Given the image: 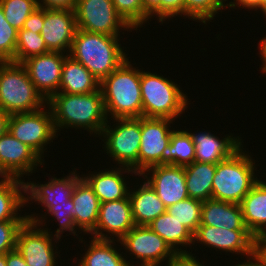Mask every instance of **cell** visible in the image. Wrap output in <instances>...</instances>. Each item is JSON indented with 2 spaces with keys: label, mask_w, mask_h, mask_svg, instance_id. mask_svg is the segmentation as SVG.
I'll use <instances>...</instances> for the list:
<instances>
[{
  "label": "cell",
  "mask_w": 266,
  "mask_h": 266,
  "mask_svg": "<svg viewBox=\"0 0 266 266\" xmlns=\"http://www.w3.org/2000/svg\"><path fill=\"white\" fill-rule=\"evenodd\" d=\"M47 105L53 115L56 133L70 127L87 130L91 135L94 133V137H99L108 121L100 88L86 94L58 92L47 101Z\"/></svg>",
  "instance_id": "6da1fadb"
},
{
  "label": "cell",
  "mask_w": 266,
  "mask_h": 266,
  "mask_svg": "<svg viewBox=\"0 0 266 266\" xmlns=\"http://www.w3.org/2000/svg\"><path fill=\"white\" fill-rule=\"evenodd\" d=\"M120 38L77 29L68 55L84 65L101 82L130 58L125 48L121 47Z\"/></svg>",
  "instance_id": "7a4b0ae2"
},
{
  "label": "cell",
  "mask_w": 266,
  "mask_h": 266,
  "mask_svg": "<svg viewBox=\"0 0 266 266\" xmlns=\"http://www.w3.org/2000/svg\"><path fill=\"white\" fill-rule=\"evenodd\" d=\"M100 89L108 119L142 117L140 69L129 58L100 82Z\"/></svg>",
  "instance_id": "3957f363"
},
{
  "label": "cell",
  "mask_w": 266,
  "mask_h": 266,
  "mask_svg": "<svg viewBox=\"0 0 266 266\" xmlns=\"http://www.w3.org/2000/svg\"><path fill=\"white\" fill-rule=\"evenodd\" d=\"M142 116L175 120L188 108L189 98L169 78L140 69Z\"/></svg>",
  "instance_id": "277c9868"
},
{
  "label": "cell",
  "mask_w": 266,
  "mask_h": 266,
  "mask_svg": "<svg viewBox=\"0 0 266 266\" xmlns=\"http://www.w3.org/2000/svg\"><path fill=\"white\" fill-rule=\"evenodd\" d=\"M242 146L231 157L217 163L213 179L212 199L240 204L259 180L255 160ZM247 152V153H246Z\"/></svg>",
  "instance_id": "5b68a950"
},
{
  "label": "cell",
  "mask_w": 266,
  "mask_h": 266,
  "mask_svg": "<svg viewBox=\"0 0 266 266\" xmlns=\"http://www.w3.org/2000/svg\"><path fill=\"white\" fill-rule=\"evenodd\" d=\"M47 101L21 63L0 62V109L9 115L42 109Z\"/></svg>",
  "instance_id": "8992f818"
},
{
  "label": "cell",
  "mask_w": 266,
  "mask_h": 266,
  "mask_svg": "<svg viewBox=\"0 0 266 266\" xmlns=\"http://www.w3.org/2000/svg\"><path fill=\"white\" fill-rule=\"evenodd\" d=\"M111 120L116 123L111 126L109 119L99 137L104 142L102 148L118 166L131 168L139 176L141 117Z\"/></svg>",
  "instance_id": "52a82bcc"
},
{
  "label": "cell",
  "mask_w": 266,
  "mask_h": 266,
  "mask_svg": "<svg viewBox=\"0 0 266 266\" xmlns=\"http://www.w3.org/2000/svg\"><path fill=\"white\" fill-rule=\"evenodd\" d=\"M48 109H45V108ZM8 131L21 143L28 145L43 160L47 145L59 135L56 133L50 107L29 112L12 114L8 120Z\"/></svg>",
  "instance_id": "ba28073f"
},
{
  "label": "cell",
  "mask_w": 266,
  "mask_h": 266,
  "mask_svg": "<svg viewBox=\"0 0 266 266\" xmlns=\"http://www.w3.org/2000/svg\"><path fill=\"white\" fill-rule=\"evenodd\" d=\"M75 16L77 29L90 33L120 36V30H133L118 14L112 0H77Z\"/></svg>",
  "instance_id": "9c48e42d"
},
{
  "label": "cell",
  "mask_w": 266,
  "mask_h": 266,
  "mask_svg": "<svg viewBox=\"0 0 266 266\" xmlns=\"http://www.w3.org/2000/svg\"><path fill=\"white\" fill-rule=\"evenodd\" d=\"M50 230L30 221H26L19 229L16 249L28 266L58 265L56 260L60 252H57V243L59 244L60 239L54 237L53 231Z\"/></svg>",
  "instance_id": "30bf717a"
},
{
  "label": "cell",
  "mask_w": 266,
  "mask_h": 266,
  "mask_svg": "<svg viewBox=\"0 0 266 266\" xmlns=\"http://www.w3.org/2000/svg\"><path fill=\"white\" fill-rule=\"evenodd\" d=\"M130 256L139 260L138 266H161L176 253L170 245L149 226L135 225L120 241ZM133 254V255H132Z\"/></svg>",
  "instance_id": "8fae6325"
},
{
  "label": "cell",
  "mask_w": 266,
  "mask_h": 266,
  "mask_svg": "<svg viewBox=\"0 0 266 266\" xmlns=\"http://www.w3.org/2000/svg\"><path fill=\"white\" fill-rule=\"evenodd\" d=\"M175 121L165 118L141 117V144L139 149V178L146 169L166 164V151Z\"/></svg>",
  "instance_id": "7c38bea8"
},
{
  "label": "cell",
  "mask_w": 266,
  "mask_h": 266,
  "mask_svg": "<svg viewBox=\"0 0 266 266\" xmlns=\"http://www.w3.org/2000/svg\"><path fill=\"white\" fill-rule=\"evenodd\" d=\"M195 242L211 248L210 250L217 249L216 252L221 250L226 254H241V258L252 255L258 247V240L249 230H227L207 225L198 226L193 234V245Z\"/></svg>",
  "instance_id": "4fadbf2b"
},
{
  "label": "cell",
  "mask_w": 266,
  "mask_h": 266,
  "mask_svg": "<svg viewBox=\"0 0 266 266\" xmlns=\"http://www.w3.org/2000/svg\"><path fill=\"white\" fill-rule=\"evenodd\" d=\"M44 160L7 130L0 136V177L22 179L44 165ZM21 177V178H20Z\"/></svg>",
  "instance_id": "5bb4252c"
},
{
  "label": "cell",
  "mask_w": 266,
  "mask_h": 266,
  "mask_svg": "<svg viewBox=\"0 0 266 266\" xmlns=\"http://www.w3.org/2000/svg\"><path fill=\"white\" fill-rule=\"evenodd\" d=\"M77 170L71 171L67 176L52 178L47 183L24 182L25 185V204L33 203L42 205L46 212L53 206L74 205L71 199L72 193L77 182L83 177L76 173ZM31 201V202H30Z\"/></svg>",
  "instance_id": "9a60e30c"
},
{
  "label": "cell",
  "mask_w": 266,
  "mask_h": 266,
  "mask_svg": "<svg viewBox=\"0 0 266 266\" xmlns=\"http://www.w3.org/2000/svg\"><path fill=\"white\" fill-rule=\"evenodd\" d=\"M134 226L128 196L125 199L100 203L96 227L90 236L93 235L95 239L120 241Z\"/></svg>",
  "instance_id": "2e32d148"
},
{
  "label": "cell",
  "mask_w": 266,
  "mask_h": 266,
  "mask_svg": "<svg viewBox=\"0 0 266 266\" xmlns=\"http://www.w3.org/2000/svg\"><path fill=\"white\" fill-rule=\"evenodd\" d=\"M67 55L50 51L30 57L21 63L35 88L46 101L59 92L62 67Z\"/></svg>",
  "instance_id": "e0dca14e"
},
{
  "label": "cell",
  "mask_w": 266,
  "mask_h": 266,
  "mask_svg": "<svg viewBox=\"0 0 266 266\" xmlns=\"http://www.w3.org/2000/svg\"><path fill=\"white\" fill-rule=\"evenodd\" d=\"M140 176L155 190L166 208L189 197L182 166L155 165L146 169Z\"/></svg>",
  "instance_id": "ac0fdd59"
},
{
  "label": "cell",
  "mask_w": 266,
  "mask_h": 266,
  "mask_svg": "<svg viewBox=\"0 0 266 266\" xmlns=\"http://www.w3.org/2000/svg\"><path fill=\"white\" fill-rule=\"evenodd\" d=\"M76 30L75 10L44 8L40 34L49 51L69 54Z\"/></svg>",
  "instance_id": "d6986e66"
},
{
  "label": "cell",
  "mask_w": 266,
  "mask_h": 266,
  "mask_svg": "<svg viewBox=\"0 0 266 266\" xmlns=\"http://www.w3.org/2000/svg\"><path fill=\"white\" fill-rule=\"evenodd\" d=\"M111 168V169H110ZM99 172H88L83 178L92 187L94 194L98 197L100 203L125 199L129 196L130 184L128 178L123 174H135L131 168L119 166L115 169L110 167ZM104 170V171H103ZM88 175V176H87ZM126 178V179H125ZM129 185V186H127Z\"/></svg>",
  "instance_id": "ffe728a7"
},
{
  "label": "cell",
  "mask_w": 266,
  "mask_h": 266,
  "mask_svg": "<svg viewBox=\"0 0 266 266\" xmlns=\"http://www.w3.org/2000/svg\"><path fill=\"white\" fill-rule=\"evenodd\" d=\"M195 144V161L201 163L217 164L231 157L243 145L241 137L232 133L220 139L210 131L189 132Z\"/></svg>",
  "instance_id": "44dd1931"
},
{
  "label": "cell",
  "mask_w": 266,
  "mask_h": 266,
  "mask_svg": "<svg viewBox=\"0 0 266 266\" xmlns=\"http://www.w3.org/2000/svg\"><path fill=\"white\" fill-rule=\"evenodd\" d=\"M243 220L249 232L259 240L266 236V182L259 180L240 203Z\"/></svg>",
  "instance_id": "7402d4cb"
},
{
  "label": "cell",
  "mask_w": 266,
  "mask_h": 266,
  "mask_svg": "<svg viewBox=\"0 0 266 266\" xmlns=\"http://www.w3.org/2000/svg\"><path fill=\"white\" fill-rule=\"evenodd\" d=\"M200 225L227 230H248L243 220L240 204L215 199L203 201Z\"/></svg>",
  "instance_id": "603a6c76"
},
{
  "label": "cell",
  "mask_w": 266,
  "mask_h": 266,
  "mask_svg": "<svg viewBox=\"0 0 266 266\" xmlns=\"http://www.w3.org/2000/svg\"><path fill=\"white\" fill-rule=\"evenodd\" d=\"M71 199L76 210L74 223L81 231L80 233L89 235L96 227L100 201L83 177L77 182Z\"/></svg>",
  "instance_id": "cb8c5ba5"
},
{
  "label": "cell",
  "mask_w": 266,
  "mask_h": 266,
  "mask_svg": "<svg viewBox=\"0 0 266 266\" xmlns=\"http://www.w3.org/2000/svg\"><path fill=\"white\" fill-rule=\"evenodd\" d=\"M140 183L129 191L132 216L135 225L148 226L159 215L165 213L167 208L145 179Z\"/></svg>",
  "instance_id": "d4e9b609"
},
{
  "label": "cell",
  "mask_w": 266,
  "mask_h": 266,
  "mask_svg": "<svg viewBox=\"0 0 266 266\" xmlns=\"http://www.w3.org/2000/svg\"><path fill=\"white\" fill-rule=\"evenodd\" d=\"M2 178V179H1ZM0 178V222L27 221L26 213L22 216L21 208L25 204L24 179L16 177ZM21 212V213H18Z\"/></svg>",
  "instance_id": "484cf974"
},
{
  "label": "cell",
  "mask_w": 266,
  "mask_h": 266,
  "mask_svg": "<svg viewBox=\"0 0 266 266\" xmlns=\"http://www.w3.org/2000/svg\"><path fill=\"white\" fill-rule=\"evenodd\" d=\"M100 81L80 62L67 55L64 59L59 92L86 94L97 91Z\"/></svg>",
  "instance_id": "4316f807"
},
{
  "label": "cell",
  "mask_w": 266,
  "mask_h": 266,
  "mask_svg": "<svg viewBox=\"0 0 266 266\" xmlns=\"http://www.w3.org/2000/svg\"><path fill=\"white\" fill-rule=\"evenodd\" d=\"M89 239L91 241L86 245L87 251L78 259V266H134L135 261H127L126 254L119 253L120 248L117 249L115 240H101L93 237Z\"/></svg>",
  "instance_id": "83f0119b"
},
{
  "label": "cell",
  "mask_w": 266,
  "mask_h": 266,
  "mask_svg": "<svg viewBox=\"0 0 266 266\" xmlns=\"http://www.w3.org/2000/svg\"><path fill=\"white\" fill-rule=\"evenodd\" d=\"M217 164L194 161L184 167L189 198L206 201L212 199L213 179Z\"/></svg>",
  "instance_id": "f1b7e54d"
},
{
  "label": "cell",
  "mask_w": 266,
  "mask_h": 266,
  "mask_svg": "<svg viewBox=\"0 0 266 266\" xmlns=\"http://www.w3.org/2000/svg\"><path fill=\"white\" fill-rule=\"evenodd\" d=\"M148 226L160 235L175 252H186L187 247L193 245V233L167 211L159 215ZM181 246L183 248L185 246L186 250Z\"/></svg>",
  "instance_id": "f546056e"
},
{
  "label": "cell",
  "mask_w": 266,
  "mask_h": 266,
  "mask_svg": "<svg viewBox=\"0 0 266 266\" xmlns=\"http://www.w3.org/2000/svg\"><path fill=\"white\" fill-rule=\"evenodd\" d=\"M195 161V144L189 130H174L166 151V164L185 167Z\"/></svg>",
  "instance_id": "4dcf8cb0"
},
{
  "label": "cell",
  "mask_w": 266,
  "mask_h": 266,
  "mask_svg": "<svg viewBox=\"0 0 266 266\" xmlns=\"http://www.w3.org/2000/svg\"><path fill=\"white\" fill-rule=\"evenodd\" d=\"M46 214H49L51 217L53 216L52 219H54L55 221H57L59 224V228H57V230H55V234L54 237H57L58 239H61L63 237L62 234H64V232H69V235L73 236H77L76 233H79L80 231H78L79 229L77 228V226L74 223L73 218L76 215V210L74 209V205H62V206H53L51 207L47 213L45 212L43 216H41L40 214H29L27 215V221L36 223L38 226H46ZM36 216V217H35ZM40 216V217H39ZM56 218V219H55ZM78 231V232H77Z\"/></svg>",
  "instance_id": "1f68e13d"
},
{
  "label": "cell",
  "mask_w": 266,
  "mask_h": 266,
  "mask_svg": "<svg viewBox=\"0 0 266 266\" xmlns=\"http://www.w3.org/2000/svg\"><path fill=\"white\" fill-rule=\"evenodd\" d=\"M50 52L40 33L27 29L18 31L15 57L13 62L22 63L30 57Z\"/></svg>",
  "instance_id": "d6a6232c"
},
{
  "label": "cell",
  "mask_w": 266,
  "mask_h": 266,
  "mask_svg": "<svg viewBox=\"0 0 266 266\" xmlns=\"http://www.w3.org/2000/svg\"><path fill=\"white\" fill-rule=\"evenodd\" d=\"M226 0H183V17L205 25L226 9ZM186 16V17H185Z\"/></svg>",
  "instance_id": "836d02e7"
},
{
  "label": "cell",
  "mask_w": 266,
  "mask_h": 266,
  "mask_svg": "<svg viewBox=\"0 0 266 266\" xmlns=\"http://www.w3.org/2000/svg\"><path fill=\"white\" fill-rule=\"evenodd\" d=\"M203 201L187 198L167 208V212L185 225L193 234L201 221Z\"/></svg>",
  "instance_id": "e575fe53"
},
{
  "label": "cell",
  "mask_w": 266,
  "mask_h": 266,
  "mask_svg": "<svg viewBox=\"0 0 266 266\" xmlns=\"http://www.w3.org/2000/svg\"><path fill=\"white\" fill-rule=\"evenodd\" d=\"M5 19L21 30L28 16L38 7L37 0H0Z\"/></svg>",
  "instance_id": "d590c367"
},
{
  "label": "cell",
  "mask_w": 266,
  "mask_h": 266,
  "mask_svg": "<svg viewBox=\"0 0 266 266\" xmlns=\"http://www.w3.org/2000/svg\"><path fill=\"white\" fill-rule=\"evenodd\" d=\"M114 8L125 22L133 29L146 24L150 15L144 10L142 0H112Z\"/></svg>",
  "instance_id": "8d00e7d4"
},
{
  "label": "cell",
  "mask_w": 266,
  "mask_h": 266,
  "mask_svg": "<svg viewBox=\"0 0 266 266\" xmlns=\"http://www.w3.org/2000/svg\"><path fill=\"white\" fill-rule=\"evenodd\" d=\"M17 35L18 30L5 19L0 6V62L14 60Z\"/></svg>",
  "instance_id": "74e56055"
},
{
  "label": "cell",
  "mask_w": 266,
  "mask_h": 266,
  "mask_svg": "<svg viewBox=\"0 0 266 266\" xmlns=\"http://www.w3.org/2000/svg\"><path fill=\"white\" fill-rule=\"evenodd\" d=\"M26 221L0 222V255H4L16 249L19 229Z\"/></svg>",
  "instance_id": "f35d334b"
},
{
  "label": "cell",
  "mask_w": 266,
  "mask_h": 266,
  "mask_svg": "<svg viewBox=\"0 0 266 266\" xmlns=\"http://www.w3.org/2000/svg\"><path fill=\"white\" fill-rule=\"evenodd\" d=\"M183 15V0H161V24L173 17Z\"/></svg>",
  "instance_id": "ab89813d"
},
{
  "label": "cell",
  "mask_w": 266,
  "mask_h": 266,
  "mask_svg": "<svg viewBox=\"0 0 266 266\" xmlns=\"http://www.w3.org/2000/svg\"><path fill=\"white\" fill-rule=\"evenodd\" d=\"M190 250L186 252H176L174 256L169 260L168 264L165 266H203V262H199V258L197 260V256H193Z\"/></svg>",
  "instance_id": "60d3db41"
},
{
  "label": "cell",
  "mask_w": 266,
  "mask_h": 266,
  "mask_svg": "<svg viewBox=\"0 0 266 266\" xmlns=\"http://www.w3.org/2000/svg\"><path fill=\"white\" fill-rule=\"evenodd\" d=\"M44 23V8L37 7L26 19L22 29L40 33Z\"/></svg>",
  "instance_id": "b9f144b4"
},
{
  "label": "cell",
  "mask_w": 266,
  "mask_h": 266,
  "mask_svg": "<svg viewBox=\"0 0 266 266\" xmlns=\"http://www.w3.org/2000/svg\"><path fill=\"white\" fill-rule=\"evenodd\" d=\"M37 4L38 7L45 9L75 10L77 0H37Z\"/></svg>",
  "instance_id": "7bdbcfd3"
},
{
  "label": "cell",
  "mask_w": 266,
  "mask_h": 266,
  "mask_svg": "<svg viewBox=\"0 0 266 266\" xmlns=\"http://www.w3.org/2000/svg\"><path fill=\"white\" fill-rule=\"evenodd\" d=\"M144 10L150 15V20L154 16L161 23V0H142Z\"/></svg>",
  "instance_id": "ee69618b"
},
{
  "label": "cell",
  "mask_w": 266,
  "mask_h": 266,
  "mask_svg": "<svg viewBox=\"0 0 266 266\" xmlns=\"http://www.w3.org/2000/svg\"><path fill=\"white\" fill-rule=\"evenodd\" d=\"M226 8L236 9L237 7L249 9V11L252 9L254 11H257L259 6L261 5L262 0H234L233 2L230 1L228 3V0H226ZM236 1V2H235Z\"/></svg>",
  "instance_id": "f6af8a7d"
},
{
  "label": "cell",
  "mask_w": 266,
  "mask_h": 266,
  "mask_svg": "<svg viewBox=\"0 0 266 266\" xmlns=\"http://www.w3.org/2000/svg\"><path fill=\"white\" fill-rule=\"evenodd\" d=\"M239 263L240 261L238 264L231 266H266V258L257 249L252 255L246 257L245 261Z\"/></svg>",
  "instance_id": "bcb514c9"
},
{
  "label": "cell",
  "mask_w": 266,
  "mask_h": 266,
  "mask_svg": "<svg viewBox=\"0 0 266 266\" xmlns=\"http://www.w3.org/2000/svg\"><path fill=\"white\" fill-rule=\"evenodd\" d=\"M7 266H28L17 249L6 253Z\"/></svg>",
  "instance_id": "7dc6e473"
},
{
  "label": "cell",
  "mask_w": 266,
  "mask_h": 266,
  "mask_svg": "<svg viewBox=\"0 0 266 266\" xmlns=\"http://www.w3.org/2000/svg\"><path fill=\"white\" fill-rule=\"evenodd\" d=\"M258 45L260 46L258 47V49L260 50L259 55H261L260 60L263 61L262 62L263 65H261L262 67L260 68L261 69L260 71L262 72L263 75L264 73H266V35L262 39L260 38V43Z\"/></svg>",
  "instance_id": "c3c4849f"
},
{
  "label": "cell",
  "mask_w": 266,
  "mask_h": 266,
  "mask_svg": "<svg viewBox=\"0 0 266 266\" xmlns=\"http://www.w3.org/2000/svg\"><path fill=\"white\" fill-rule=\"evenodd\" d=\"M9 117V114L0 109V136L8 130Z\"/></svg>",
  "instance_id": "681fc988"
},
{
  "label": "cell",
  "mask_w": 266,
  "mask_h": 266,
  "mask_svg": "<svg viewBox=\"0 0 266 266\" xmlns=\"http://www.w3.org/2000/svg\"><path fill=\"white\" fill-rule=\"evenodd\" d=\"M257 249L266 258V236H263L258 240Z\"/></svg>",
  "instance_id": "f907efd6"
},
{
  "label": "cell",
  "mask_w": 266,
  "mask_h": 266,
  "mask_svg": "<svg viewBox=\"0 0 266 266\" xmlns=\"http://www.w3.org/2000/svg\"><path fill=\"white\" fill-rule=\"evenodd\" d=\"M257 10H260L262 14L266 16V0L261 1V5L259 6Z\"/></svg>",
  "instance_id": "816d5d0a"
},
{
  "label": "cell",
  "mask_w": 266,
  "mask_h": 266,
  "mask_svg": "<svg viewBox=\"0 0 266 266\" xmlns=\"http://www.w3.org/2000/svg\"><path fill=\"white\" fill-rule=\"evenodd\" d=\"M0 266H7L6 265V254L0 255Z\"/></svg>",
  "instance_id": "f5cc1de1"
}]
</instances>
